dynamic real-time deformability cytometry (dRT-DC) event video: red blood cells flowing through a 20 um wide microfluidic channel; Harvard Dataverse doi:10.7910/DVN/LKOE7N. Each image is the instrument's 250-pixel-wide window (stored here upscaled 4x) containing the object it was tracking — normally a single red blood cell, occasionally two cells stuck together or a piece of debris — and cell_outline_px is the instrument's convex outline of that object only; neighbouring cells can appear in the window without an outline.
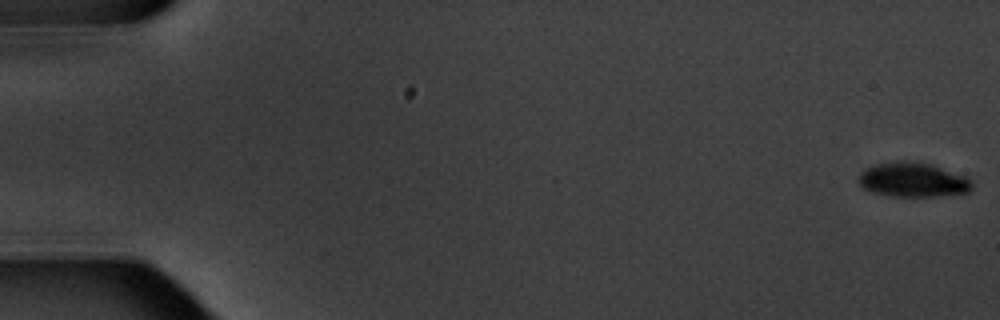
{"species": "common noctule bat (a hibernating species)", "species_latin": "Nyctalus noctula", "temperature_condition": "warm", "stored_images_in_passage": 7, "camera_frame_rate_fps": 3000, "um_per_image_px": 0.085, "animal": {"sex": "male", "body_mass_g": 20.1, "forearm_length_mm": 53.5}, "frame": {"image": 1, "passage_image": 1, "time_ms": 0.0, "image_size_px": [1000, 320], "cell_outline_px": [[972, 188], [968, 192], [936, 196], [892, 196], [872, 192], [864, 188], [860, 184], [860, 172], [864, 168], [876, 164], [896, 160], [904, 160], [932, 164], [968, 176], [972, 180]], "centroid_in_image_um": [77.62, 15.26], "position_along_channel_um": 7.4, "area_um2": 22.95}}
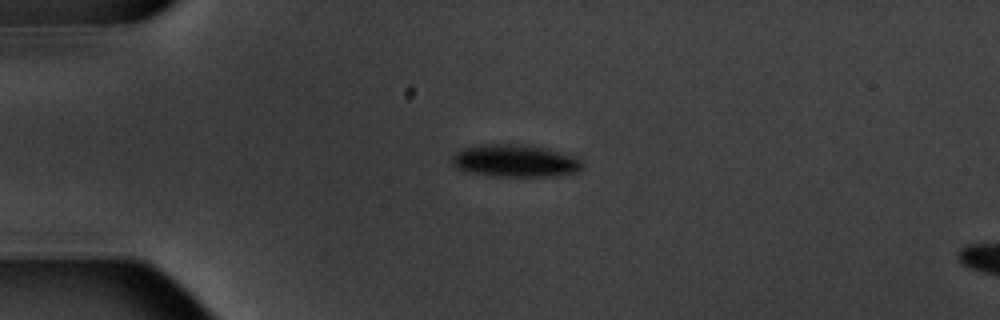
{"frame": {"image": 2, "passage_image": 5, "time_ms": 4.667, "image_size_px": [1000, 320], "cell_outline_px": [[580, 172], [548, 176], [492, 176], [472, 172], [456, 168], [452, 164], [452, 156], [456, 152], [464, 148], [484, 144], [528, 144], [576, 156], [580, 160]], "centroid_in_image_um": [43.77, 13.66], "position_along_channel_um": 41.2, "area_um2": 24.45}}
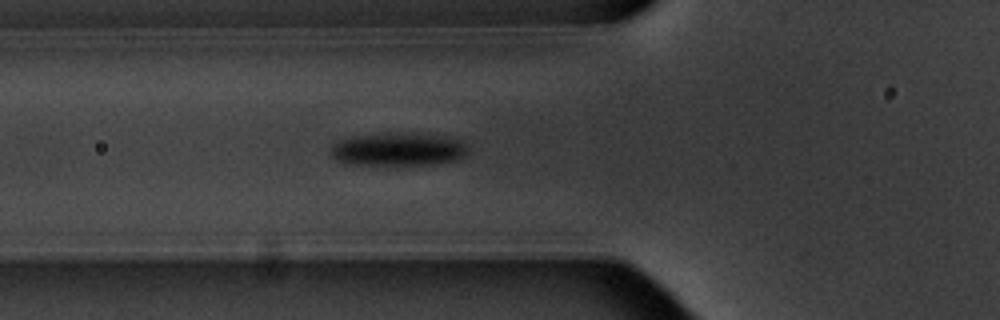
{"frame": {"image": 3, "passage_image": 7, "time_ms": 7.0, "image_size_px": [1000, 320], "cell_outline_px": [[468, 152], [460, 160], [432, 164], [344, 164], [332, 156], [332, 144], [340, 140], [352, 136], [416, 132], [452, 136], [460, 140], [468, 148]], "centroid_in_image_um": [33.93, 12.67], "position_along_channel_um": 91.9, "area_um2": 26.65}}